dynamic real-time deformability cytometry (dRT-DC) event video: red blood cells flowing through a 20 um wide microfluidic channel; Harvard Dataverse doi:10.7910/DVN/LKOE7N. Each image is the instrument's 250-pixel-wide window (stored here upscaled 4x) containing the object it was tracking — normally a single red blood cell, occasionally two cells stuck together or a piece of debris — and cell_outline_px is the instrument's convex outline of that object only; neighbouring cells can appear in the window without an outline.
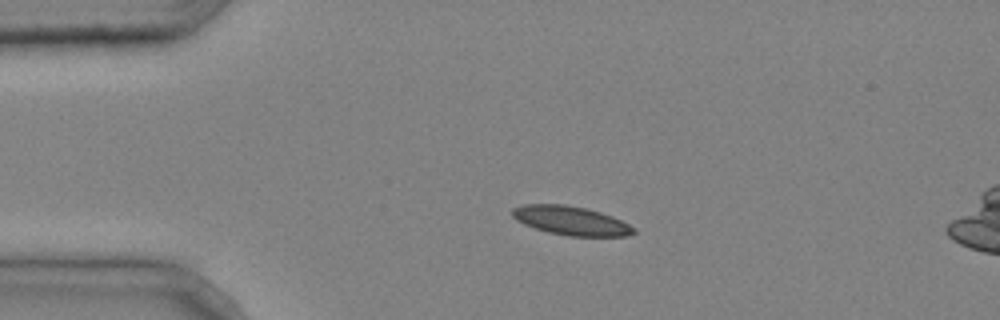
{"species": "common noctule bat (a hibernating species)", "species_latin": "Nyctalus noctula", "temperature_condition": "cold", "stored_images_in_passage": 3, "segment_of_instrument_passage": [1, 2], "camera_frame_rate_fps": 3000, "um_per_image_px": 0.085, "animal": {"sex": "male", "body_mass_g": 20.4}, "frame": {"image": 1, "passage_image": 2, "time_ms": 0.333, "image_size_px": [1000, 320], "cell_outline_px": [[636, 232], [628, 236], [568, 236], [548, 232], [524, 224], [516, 220], [512, 216], [512, 208], [524, 204], [564, 204], [588, 208], [612, 216], [636, 228]], "centroid_in_image_um": [48.53, 18.75], "position_along_channel_um": 36.5, "area_um2": 20.52}}